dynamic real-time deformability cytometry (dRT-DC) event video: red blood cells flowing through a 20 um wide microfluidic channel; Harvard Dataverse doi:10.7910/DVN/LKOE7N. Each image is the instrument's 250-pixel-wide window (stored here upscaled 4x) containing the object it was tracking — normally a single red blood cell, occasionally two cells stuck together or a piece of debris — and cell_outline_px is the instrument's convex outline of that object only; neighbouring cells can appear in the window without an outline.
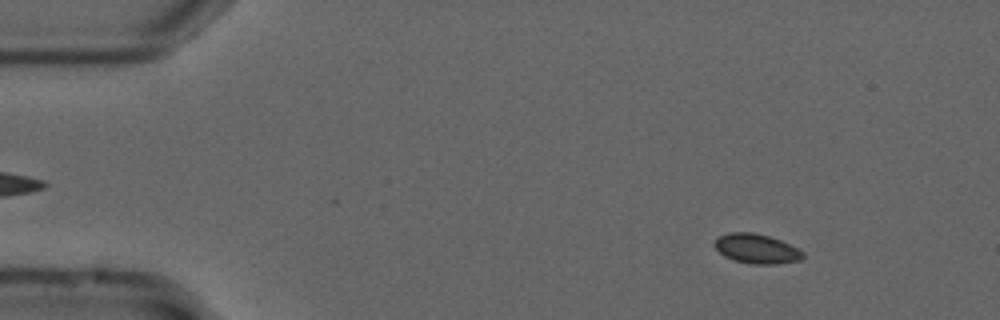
{"species": "common noctule bat (a hibernating species)", "species_latin": "Nyctalus noctula", "temperature_condition": "cold", "stored_images_in_passage": 55, "camera_frame_rate_fps": 3000, "um_per_image_px": 0.085, "animal": {"sex": "male", "forearm_length_mm": 52.5}, "frame": {"image": 1, "passage_image": 7, "time_ms": 2.0, "image_size_px": [1000, 320], "cell_outline_px": [[804, 256], [800, 260], [776, 264], [752, 264], [732, 260], [724, 256], [712, 244], [720, 236], [728, 232], [752, 232], [768, 236], [780, 240], [804, 252]], "centroid_in_image_um": [64.28, 21.14], "position_along_channel_um": 20.7, "area_um2": 15.14}}
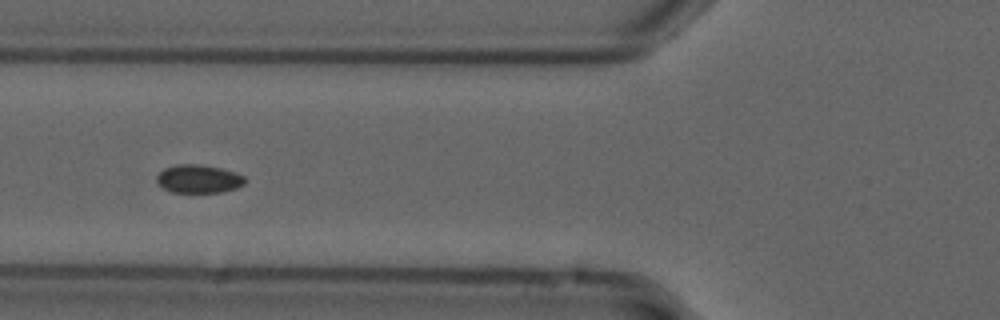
{"frame": {"image": 2, "passage_image": 21, "time_ms": 6.667, "image_size_px": [1000, 320], "cell_outline_px": [[248, 180], [244, 184], [236, 188], [220, 192], [172, 192], [164, 188], [156, 180], [156, 176], [164, 168], [176, 164], [200, 164], [220, 168], [236, 172], [244, 176]], "centroid_in_image_um": [16.91, 15.19], "position_along_channel_um": 108.9, "area_um2": 14.57}}
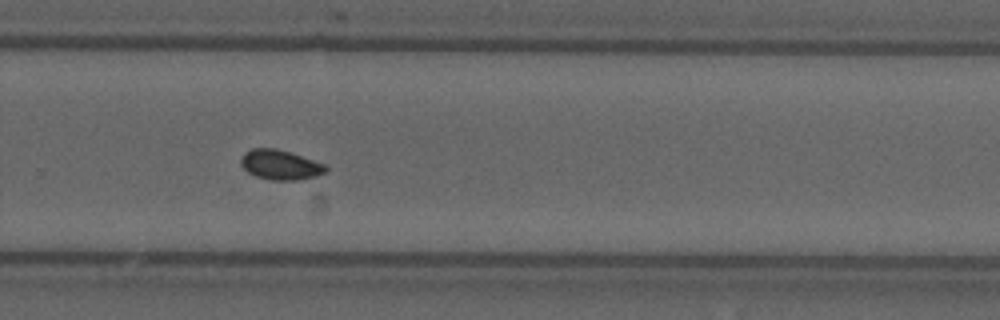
{"frame": {"image": 3, "passage_image": 37, "time_ms": 12.0, "image_size_px": [1000, 320], "cell_outline_px": [[328, 168], [324, 172], [316, 176], [300, 180], [272, 180], [256, 176], [248, 172], [240, 164], [240, 156], [244, 152], [252, 148], [276, 148], [292, 152], [324, 164]], "centroid_in_image_um": [23.8, 13.99], "position_along_channel_um": 306.0, "area_um2": 14.85}, "authors_computed_cell_mechanics": {"area_um2": 14.5656, "velocity_mm_per_s": 3.7069, "shape_relaxation_time_tau1_ms": 5.335, "shape_relaxation_time_tau2_ms": 2.9111, "deformation_change_tau1": 0.0386, "deformation_change_tau2": 0.0425}}